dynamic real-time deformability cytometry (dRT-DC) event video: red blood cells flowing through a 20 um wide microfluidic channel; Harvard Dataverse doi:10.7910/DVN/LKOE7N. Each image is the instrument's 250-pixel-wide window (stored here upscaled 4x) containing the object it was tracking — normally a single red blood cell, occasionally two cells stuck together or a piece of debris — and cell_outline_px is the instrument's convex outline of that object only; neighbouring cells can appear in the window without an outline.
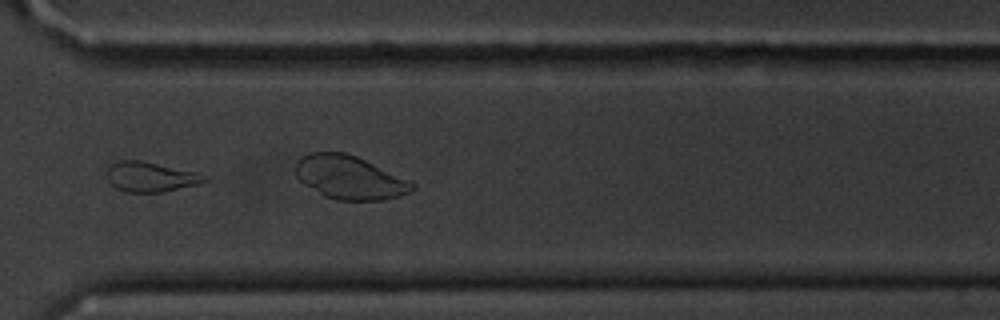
{"species": "common noctule bat (a hibernating species)", "species_latin": "Nyctalus noctula", "temperature_condition": "cold", "stored_images_in_passage": 12, "camera_frame_rate_fps": 3000, "um_per_image_px": 0.085, "animal": {"sex": "male", "body_mass_g": 20.1, "forearm_length_mm": 53.5}, "frame": {"image": 1, "passage_image": 9, "time_ms": 10.0, "image_size_px": [1000, 320], "cell_outline_px": [[208, 180], [196, 184], [160, 192], [124, 192], [116, 188], [108, 180], [108, 168], [112, 164], [120, 160], [140, 160], [196, 172], [208, 176]], "centroid_in_image_um": [12.79, 15.03], "position_along_channel_um": 357.8, "area_um2": 16.7}}
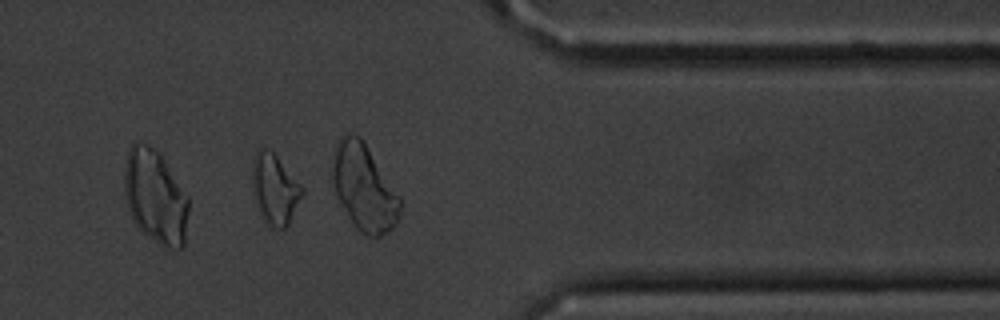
{"frame": {"image": 2, "passage_image": 10, "time_ms": 11.333, "image_size_px": [1000, 320], "cell_outline_px": [[304, 192], [288, 224], [284, 228], [268, 228], [264, 224], [252, 196], [252, 160], [256, 152], [260, 148], [264, 148], [272, 152], [276, 156], [304, 188]], "centroid_in_image_um": [23.31, 16.12], "position_along_channel_um": 388.1, "area_um2": 20.63}, "authors_computed_cell_mechanics": {"area_um2": 17.051, "velocity_mm_per_s": 3.6362, "shape_relaxation_time_tau1_ms": 8.3542, "shape_relaxation_time_tau2_ms": 2.6621, "deformation_change_tau1": 0.1853, "deformation_change_tau2": 0.091}}